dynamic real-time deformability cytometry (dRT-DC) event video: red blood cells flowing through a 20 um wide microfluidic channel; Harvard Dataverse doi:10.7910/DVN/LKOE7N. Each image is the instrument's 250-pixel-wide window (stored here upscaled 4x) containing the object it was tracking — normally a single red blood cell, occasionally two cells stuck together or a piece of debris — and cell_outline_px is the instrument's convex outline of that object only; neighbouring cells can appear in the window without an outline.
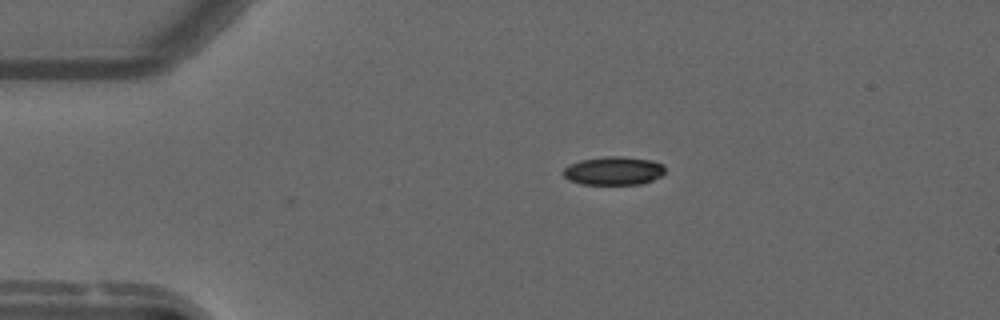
{"species": "common noctule bat (a hibernating species)", "species_latin": "Nyctalus noctula", "temperature_condition": "warm", "stored_images_in_passage": 2, "camera_frame_rate_fps": 3000, "um_per_image_px": 0.085, "animal": {"sex": "male", "forearm_length_mm": 52.5}, "frame": {"image": 1, "passage_image": 2, "time_ms": 0.333, "image_size_px": [1000, 320], "cell_outline_px": [[664, 172], [660, 176], [652, 180], [640, 184], [580, 184], [568, 180], [560, 172], [568, 164], [580, 160], [604, 156], [624, 156], [652, 160], [664, 164]], "centroid_in_image_um": [52.11, 14.5], "position_along_channel_um": 32.9, "area_um2": 17.11}}